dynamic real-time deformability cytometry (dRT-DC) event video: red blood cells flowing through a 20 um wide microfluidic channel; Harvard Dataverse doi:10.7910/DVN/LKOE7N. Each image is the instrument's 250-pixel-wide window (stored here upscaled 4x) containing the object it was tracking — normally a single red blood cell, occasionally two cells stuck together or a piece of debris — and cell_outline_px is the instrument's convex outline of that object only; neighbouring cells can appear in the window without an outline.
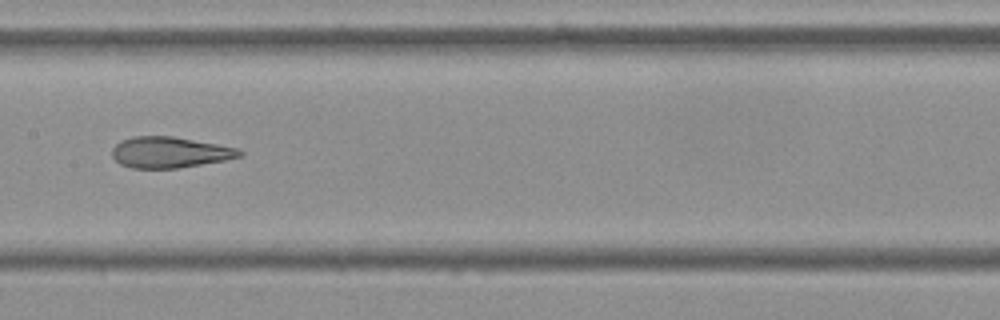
{"species": "Egyptian fruit bat (a non-hibernating species)", "species_latin": "Rousettus aegyptiacus", "temperature_condition": "cold", "stored_images_in_passage": 14, "camera_frame_rate_fps": 3000, "um_per_image_px": 0.085, "frame": {"image": 1, "passage_image": 7, "time_ms": 2.0, "image_size_px": [1000, 320], "cell_outline_px": [[244, 156], [224, 160], [176, 168], [132, 168], [120, 164], [112, 156], [112, 148], [120, 140], [132, 136], [172, 136], [216, 144], [236, 148], [244, 152]], "centroid_in_image_um": [14.4, 12.94], "position_along_channel_um": 193.0, "area_um2": 22.89}}
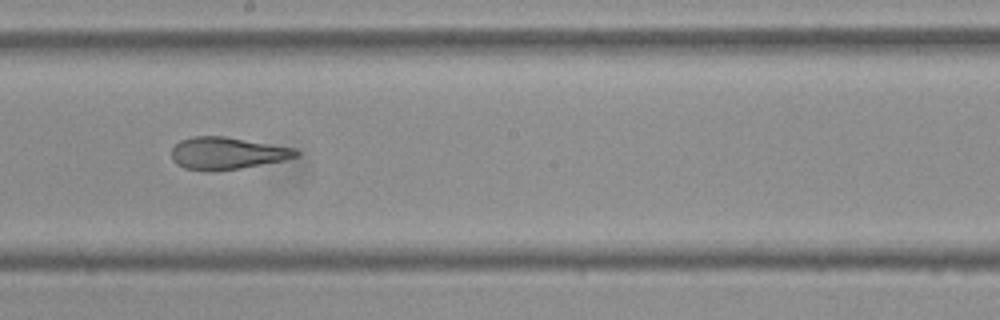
{"frame": {"image": 2, "passage_image": 8, "time_ms": 2.333, "image_size_px": [1000, 320], "cell_outline_px": [[300, 156], [284, 160], [240, 168], [212, 172], [208, 172], [184, 168], [176, 164], [172, 160], [172, 148], [180, 140], [192, 136], [224, 136], [296, 148], [300, 152]], "centroid_in_image_um": [19.3, 13.03], "position_along_channel_um": 228.9, "area_um2": 23.58}}
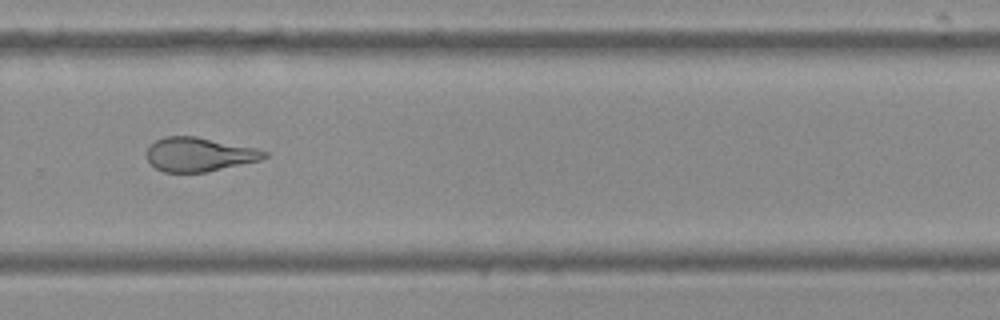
{"frame": {"image": 3, "passage_image": 10, "time_ms": 3.0, "image_size_px": [1000, 320], "cell_outline_px": [[268, 156], [260, 160], [204, 172], [164, 172], [156, 168], [148, 160], [148, 148], [156, 140], [164, 136], [196, 136], [256, 148], [268, 152]], "centroid_in_image_um": [16.94, 13.12], "position_along_channel_um": 312.9, "area_um2": 23.0}}